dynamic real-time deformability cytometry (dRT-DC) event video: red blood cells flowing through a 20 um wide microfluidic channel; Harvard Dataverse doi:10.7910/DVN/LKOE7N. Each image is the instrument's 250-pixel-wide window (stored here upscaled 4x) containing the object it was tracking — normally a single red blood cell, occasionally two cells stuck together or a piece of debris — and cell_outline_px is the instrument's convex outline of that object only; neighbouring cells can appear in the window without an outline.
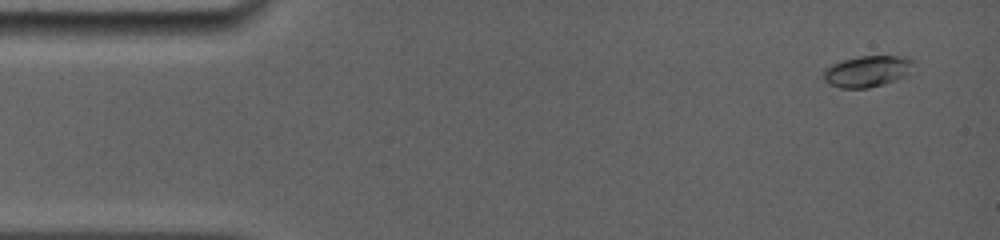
{"species": "common noctule bat (a hibernating species)", "species_latin": "Nyctalus noctula", "temperature_condition": "room temperature", "stored_images_in_passage": 5, "camera_frame_rate_fps": 5000, "um_per_image_px": 0.085, "animal": {"sex": "female", "body_mass_g": 19.0, "forearm_length_mm": 56.7}, "frame": {"image": 1, "passage_image": 1, "time_ms": 0.0, "image_size_px": [1000, 240], "cell_outline_px": [[912, 60], [908, 76], [884, 84], [868, 88], [840, 88], [828, 84], [824, 80], [824, 68], [832, 64], [844, 60], [860, 56], [912, 56]], "centroid_in_image_um": [73.72, 6.06], "position_along_channel_um": 11.3, "area_um2": 16.47}}
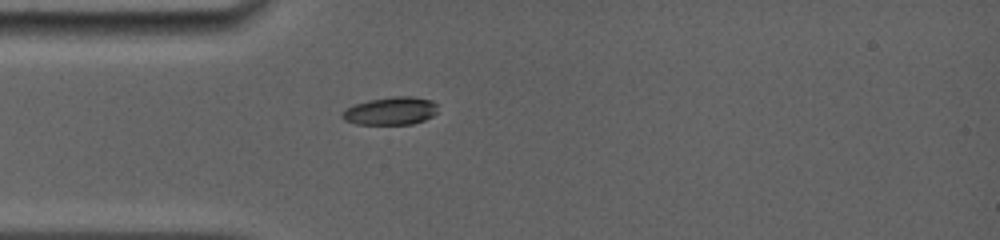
{"frame": {"image": 2, "passage_image": 5, "time_ms": 3.6, "image_size_px": [1000, 240], "cell_outline_px": [[436, 112], [432, 116], [424, 120], [412, 124], [356, 124], [344, 120], [340, 116], [340, 112], [356, 104], [368, 100], [392, 96], [412, 96], [432, 100], [436, 104]], "centroid_in_image_um": [33.19, 9.43], "position_along_channel_um": 51.8, "area_um2": 15.55}}